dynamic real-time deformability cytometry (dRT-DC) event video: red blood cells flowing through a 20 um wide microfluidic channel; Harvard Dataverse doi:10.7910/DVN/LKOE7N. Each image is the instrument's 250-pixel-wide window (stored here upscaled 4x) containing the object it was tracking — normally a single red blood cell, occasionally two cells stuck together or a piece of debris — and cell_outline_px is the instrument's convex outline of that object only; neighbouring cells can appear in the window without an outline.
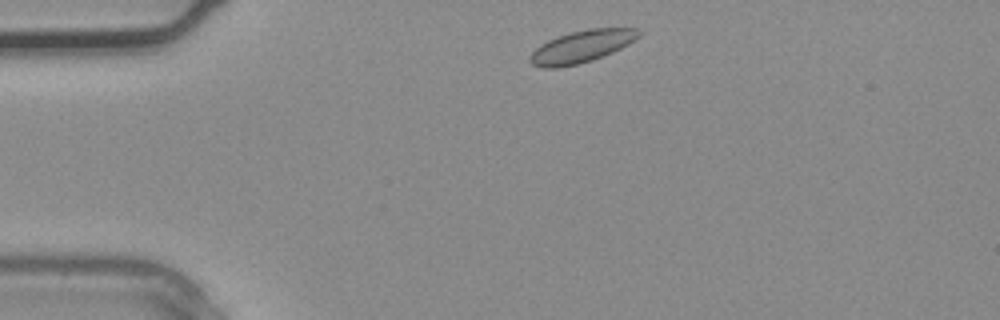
{"species": "common noctule bat (a hibernating species)", "species_latin": "Nyctalus noctula", "temperature_condition": "warm", "stored_images_in_passage": 2, "camera_frame_rate_fps": 3000, "um_per_image_px": 0.085, "animal": {"sex": "male", "body_mass_g": 20.4}, "frame": {"image": 1, "passage_image": 1, "time_ms": 0.0, "image_size_px": [1000, 320], "cell_outline_px": [[644, 32], [640, 36], [628, 44], [604, 56], [592, 60], [576, 64], [556, 68], [544, 68], [532, 64], [528, 60], [528, 56], [536, 48], [548, 40], [572, 32], [588, 28], [640, 28]], "centroid_in_image_um": [49.47, 3.95], "position_along_channel_um": 35.5, "area_um2": 20.35}}
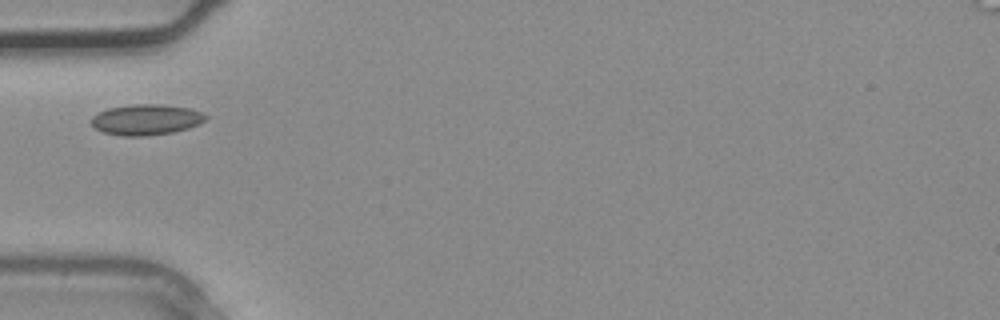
{"frame": {"image": 2, "passage_image": 2, "time_ms": 0.333, "image_size_px": [1000, 320], "cell_outline_px": [[208, 116], [200, 124], [188, 128], [172, 132], [144, 136], [120, 136], [104, 132], [96, 128], [92, 124], [92, 116], [108, 108], [132, 104], [160, 104], [192, 108]], "centroid_in_image_um": [12.44, 10.16], "position_along_channel_um": 72.6, "area_um2": 20.4}}